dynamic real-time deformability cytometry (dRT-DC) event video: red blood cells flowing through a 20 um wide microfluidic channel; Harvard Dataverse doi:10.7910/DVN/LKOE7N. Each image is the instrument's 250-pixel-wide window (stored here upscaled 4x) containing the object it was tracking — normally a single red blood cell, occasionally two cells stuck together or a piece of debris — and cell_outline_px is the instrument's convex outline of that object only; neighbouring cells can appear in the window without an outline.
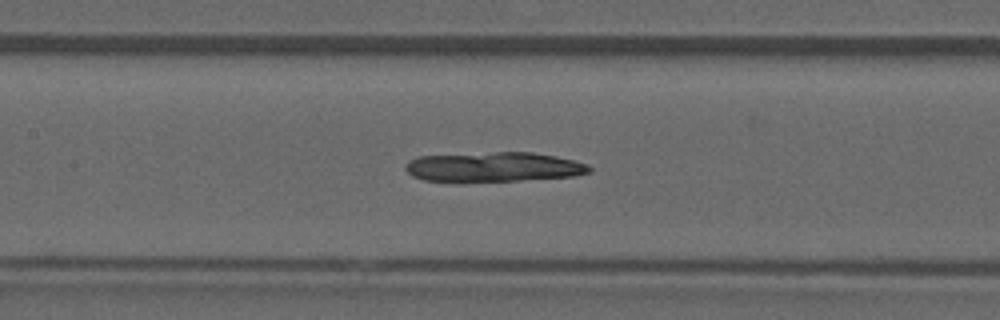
{"species": "common noctule bat (a hibernating species)", "species_latin": "Nyctalus noctula", "temperature_condition": "warm", "stored_images_in_passage": 41, "camera_frame_rate_fps": 3000, "um_per_image_px": 0.085, "animal": {"sex": "male", "forearm_length_mm": 52.5}, "frame": {"image": 1, "passage_image": 17, "time_ms": 5.333, "image_size_px": [1000, 320], "cell_outline_px": [[592, 172], [572, 176], [516, 180], [424, 180], [412, 176], [404, 168], [404, 164], [408, 160], [420, 156], [496, 152], [532, 152], [556, 156], [588, 164], [592, 168]], "centroid_in_image_um": [41.98, 14.17], "position_along_channel_um": 165.4, "area_um2": 31.21}}
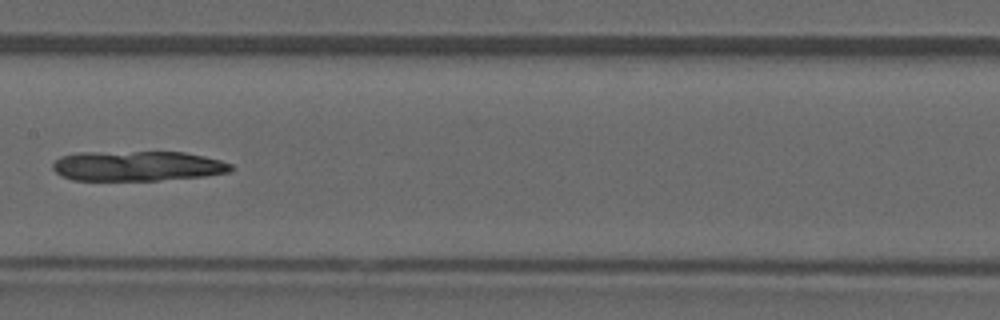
{"frame": {"image": 2, "passage_image": 19, "time_ms": 6.0, "image_size_px": [1000, 320], "cell_outline_px": [[232, 168], [228, 172], [204, 176], [160, 180], [72, 180], [60, 176], [52, 168], [52, 164], [60, 156], [80, 152], [184, 152], [204, 156], [220, 160], [232, 164]], "centroid_in_image_um": [11.64, 14.11], "position_along_channel_um": 195.8, "area_um2": 31.21}}
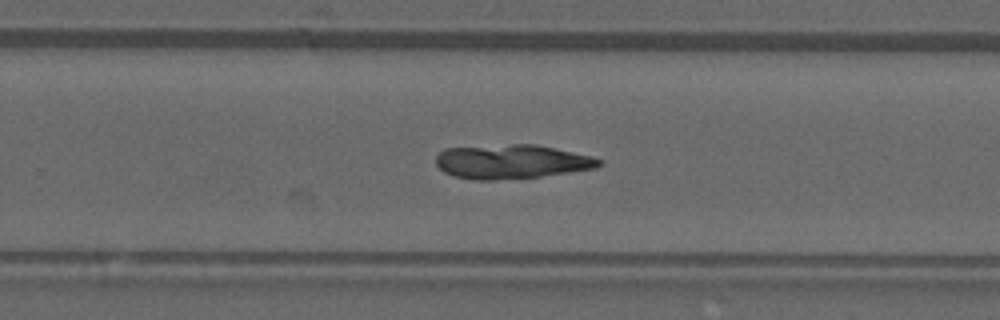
{"frame": {"image": 3, "passage_image": 25, "time_ms": 8.0, "image_size_px": [1000, 320], "cell_outline_px": [[604, 160], [596, 168], [540, 176], [496, 180], [472, 180], [452, 176], [444, 172], [436, 164], [436, 156], [444, 148], [512, 144], [536, 144], [592, 156]], "centroid_in_image_um": [43.46, 13.74], "position_along_channel_um": 286.3, "area_um2": 32.48}}